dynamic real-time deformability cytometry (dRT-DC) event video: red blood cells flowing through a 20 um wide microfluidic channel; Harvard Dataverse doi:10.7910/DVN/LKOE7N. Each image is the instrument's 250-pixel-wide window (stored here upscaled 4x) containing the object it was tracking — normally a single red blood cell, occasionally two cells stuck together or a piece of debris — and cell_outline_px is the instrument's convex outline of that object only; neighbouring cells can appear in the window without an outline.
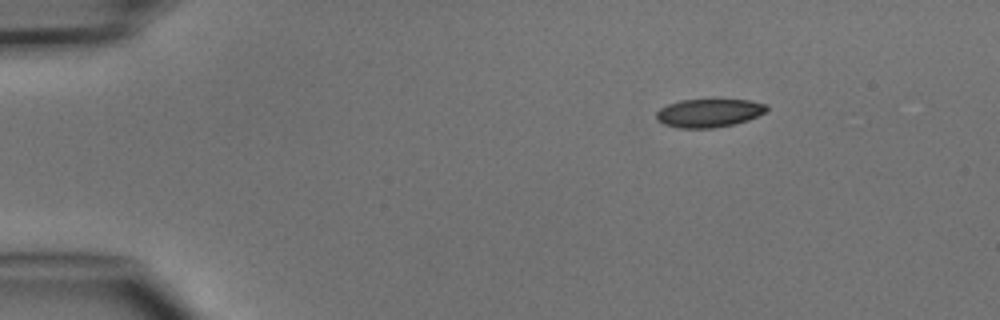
{"species": "common noctule bat (a hibernating species)", "species_latin": "Nyctalus noctula", "temperature_condition": "cold", "stored_images_in_passage": 3, "camera_frame_rate_fps": 3000, "um_per_image_px": 0.085, "animal": {"sex": "male", "body_mass_g": 15.6}, "frame": {"image": 1, "passage_image": 1, "time_ms": 0.0, "image_size_px": [1000, 320], "cell_outline_px": [[768, 108], [764, 112], [748, 120], [732, 124], [712, 128], [680, 128], [664, 124], [656, 120], [656, 112], [660, 108], [668, 104], [680, 100], [748, 100], [768, 104]], "centroid_in_image_um": [60.23, 9.6], "position_along_channel_um": 24.8, "area_um2": 18.09}}
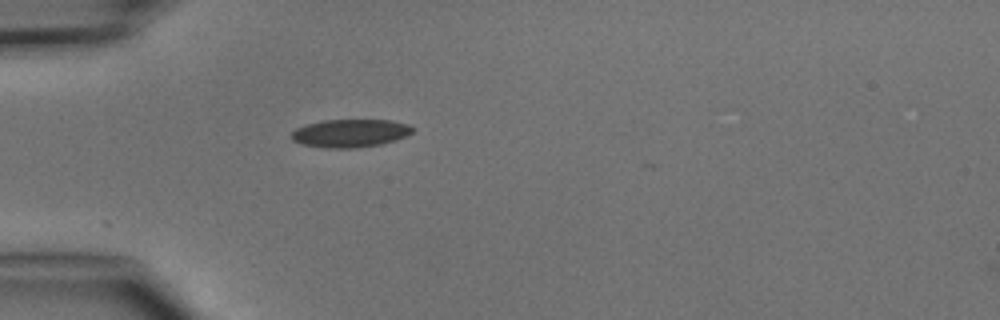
{"frame": {"image": 2, "passage_image": 3, "time_ms": 2.333, "image_size_px": [1000, 320], "cell_outline_px": [[412, 132], [396, 140], [380, 144], [356, 148], [324, 148], [300, 144], [292, 140], [288, 136], [296, 128], [308, 124], [324, 120], [392, 120], [408, 124], [412, 128]], "centroid_in_image_um": [29.71, 11.33], "position_along_channel_um": 55.3, "area_um2": 19.83}}